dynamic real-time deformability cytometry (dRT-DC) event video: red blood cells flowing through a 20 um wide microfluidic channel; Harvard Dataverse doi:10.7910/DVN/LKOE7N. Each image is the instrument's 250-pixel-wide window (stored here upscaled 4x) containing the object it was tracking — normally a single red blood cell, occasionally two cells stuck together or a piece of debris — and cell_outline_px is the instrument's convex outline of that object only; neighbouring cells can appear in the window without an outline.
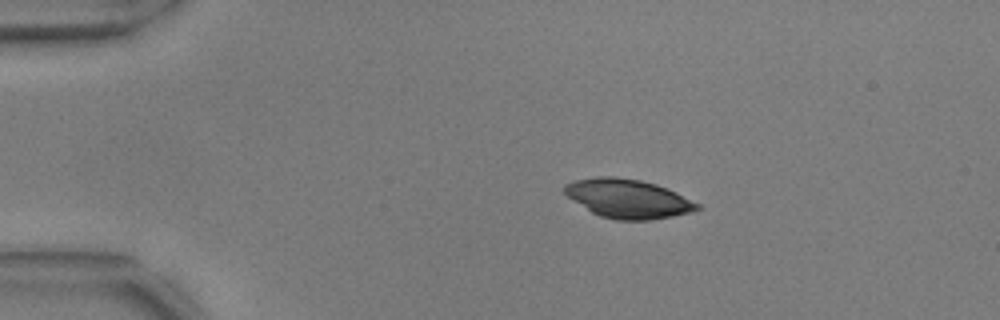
{"species": "common noctule bat (a hibernating species)", "species_latin": "Nyctalus noctula", "temperature_condition": "warm", "stored_images_in_passage": 6, "camera_frame_rate_fps": 3000, "um_per_image_px": 0.085, "animal": {"sex": "male", "body_mass_g": 17.9, "forearm_length_mm": 54.2}, "frame": {"image": 1, "passage_image": 1, "time_ms": 0.0, "image_size_px": [1000, 320], "cell_outline_px": [[700, 208], [692, 212], [672, 216], [648, 220], [616, 220], [600, 216], [592, 212], [568, 196], [564, 192], [564, 184], [576, 180], [596, 176], [612, 176], [640, 180], [656, 184], [668, 188], [700, 204]], "centroid_in_image_um": [53.39, 16.88], "position_along_channel_um": 31.6, "area_um2": 29.94}}